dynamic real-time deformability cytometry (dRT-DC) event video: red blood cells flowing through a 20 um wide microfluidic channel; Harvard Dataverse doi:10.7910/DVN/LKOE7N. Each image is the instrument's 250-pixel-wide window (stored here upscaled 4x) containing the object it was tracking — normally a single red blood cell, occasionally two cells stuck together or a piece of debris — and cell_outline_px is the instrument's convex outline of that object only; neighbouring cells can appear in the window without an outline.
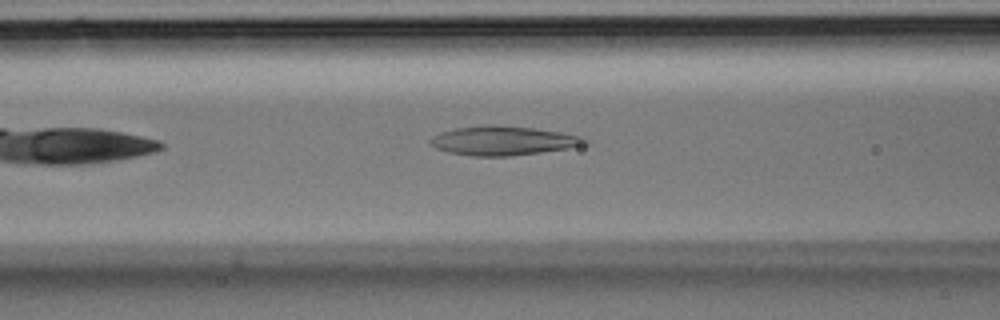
{"species": "Egyptian fruit bat (a non-hibernating species)", "species_latin": "Rousettus aegyptiacus", "temperature_condition": "room temperature", "stored_images_in_passage": 27, "camera_frame_rate_fps": 3000, "um_per_image_px": 0.085, "animal": {"sex": "male"}, "frame": {"image": 1, "passage_image": 6, "time_ms": 1.667, "image_size_px": [1000, 320], "cell_outline_px": [[592, 144], [568, 148], [540, 152], [508, 156], [472, 156], [448, 152], [436, 148], [428, 144], [428, 140], [432, 136], [440, 132], [456, 128], [488, 124], [492, 124], [536, 128], [584, 136], [592, 140]], "centroid_in_image_um": [42.81, 11.95], "position_along_channel_um": 123.8, "area_um2": 26.7}}
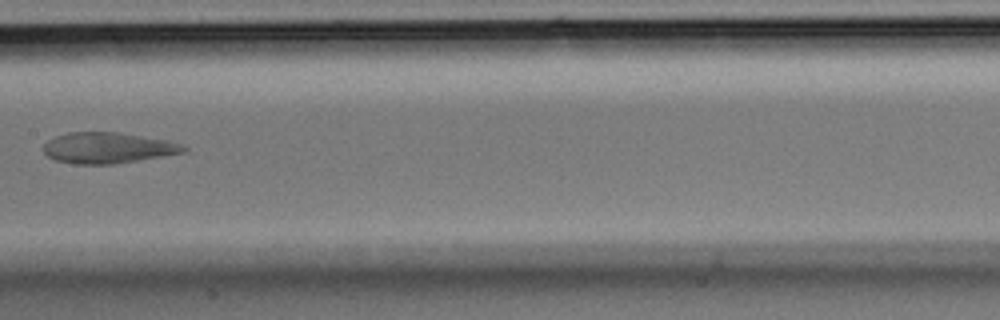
{"frame": {"image": 2, "passage_image": 10, "time_ms": 3.0, "image_size_px": [1000, 320], "cell_outline_px": [[188, 148], [184, 152], [112, 164], [76, 164], [56, 160], [48, 156], [44, 152], [44, 144], [48, 140], [56, 136], [68, 132], [120, 132], [168, 140], [180, 144]], "centroid_in_image_um": [9.14, 12.55], "position_along_channel_um": 198.3, "area_um2": 24.97}}
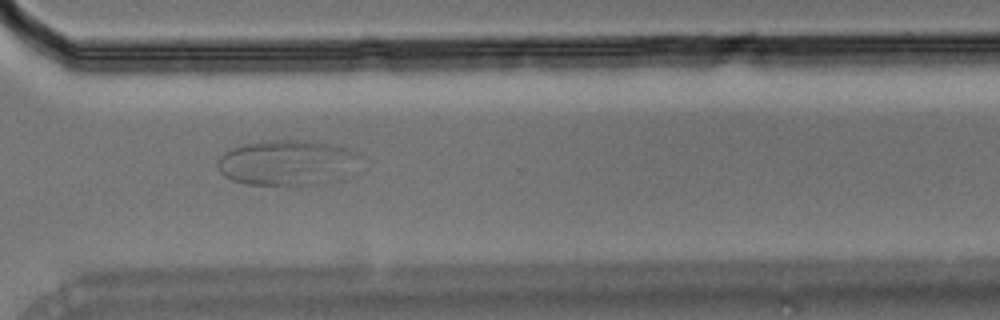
{"frame": {"image": 3, "passage_image": 18, "time_ms": 5.667, "image_size_px": [1000, 320], "cell_outline_px": [[360, 156], [324, 180], [316, 184], [244, 184], [232, 180], [224, 176], [220, 172], [216, 164], [220, 156], [224, 152], [232, 148], [244, 144], [268, 140], [304, 140], [324, 144], [356, 152]], "centroid_in_image_um": [24.09, 13.79], "position_along_channel_um": 346.5, "area_um2": 35.26}}